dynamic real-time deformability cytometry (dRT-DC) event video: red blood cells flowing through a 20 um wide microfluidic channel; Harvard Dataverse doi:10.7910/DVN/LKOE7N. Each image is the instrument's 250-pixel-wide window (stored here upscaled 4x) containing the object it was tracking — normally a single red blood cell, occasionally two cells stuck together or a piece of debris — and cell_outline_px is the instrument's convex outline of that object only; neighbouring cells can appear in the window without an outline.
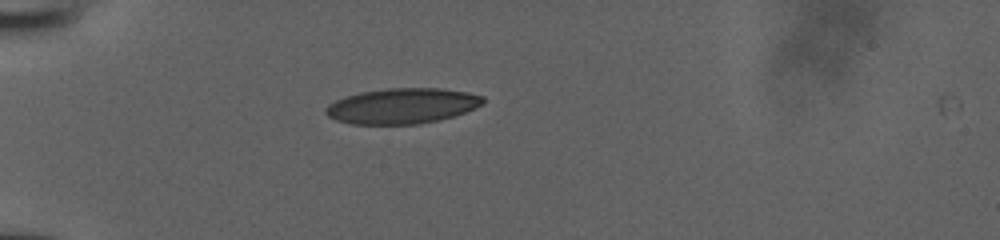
{"species": "human", "species_latin": "Homo sapiens", "temperature_condition": "room temperature", "stored_images_in_passage": 2, "camera_frame_rate_fps": 3000, "um_per_image_px": 0.085, "donor": {"sex": "male"}, "frame": {"image": 1, "passage_image": 1, "time_ms": 0.0, "image_size_px": [1000, 240], "cell_outline_px": [[484, 104], [464, 112], [452, 116], [420, 124], [352, 124], [336, 120], [328, 116], [324, 112], [324, 108], [328, 104], [336, 100], [360, 92], [388, 88], [440, 88], [468, 92], [484, 96]], "centroid_in_image_um": [34.18, 9.0], "position_along_channel_um": 50.8, "area_um2": 32.43}}